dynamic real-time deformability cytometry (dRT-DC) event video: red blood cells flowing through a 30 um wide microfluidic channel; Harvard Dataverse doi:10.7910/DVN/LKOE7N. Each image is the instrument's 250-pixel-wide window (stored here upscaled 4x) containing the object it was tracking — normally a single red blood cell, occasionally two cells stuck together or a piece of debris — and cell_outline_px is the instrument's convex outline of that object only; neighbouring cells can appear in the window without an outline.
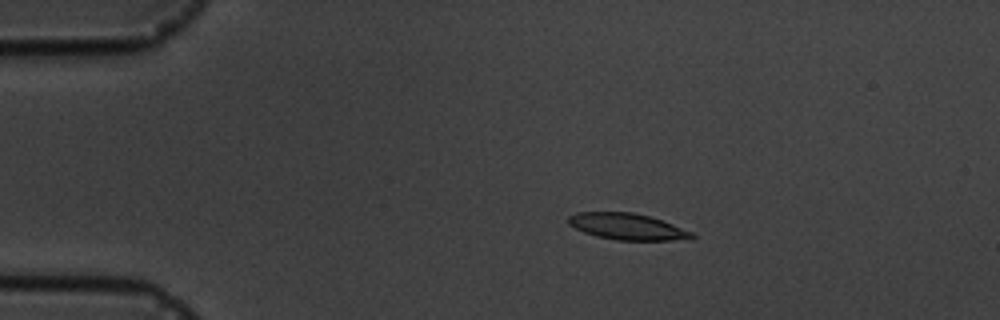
{"species": "common noctule bat (a hibernating species)", "species_latin": "Nyctalus noctula", "temperature_condition": "cold", "stored_images_in_passage": 6, "camera_frame_rate_fps": 3000, "um_per_image_px": 0.085, "animal": {"sex": "male", "body_mass_g": 19.5, "forearm_length_mm": 54.6}, "frame": {"image": 1, "passage_image": 2, "time_ms": 1.333, "image_size_px": [1000, 320], "cell_outline_px": [[696, 236], [692, 240], [616, 240], [596, 236], [584, 232], [568, 224], [568, 216], [576, 212], [632, 212], [648, 216], [672, 224], [692, 232]], "centroid_in_image_um": [53.33, 19.27], "position_along_channel_um": 31.7, "area_um2": 18.96}}
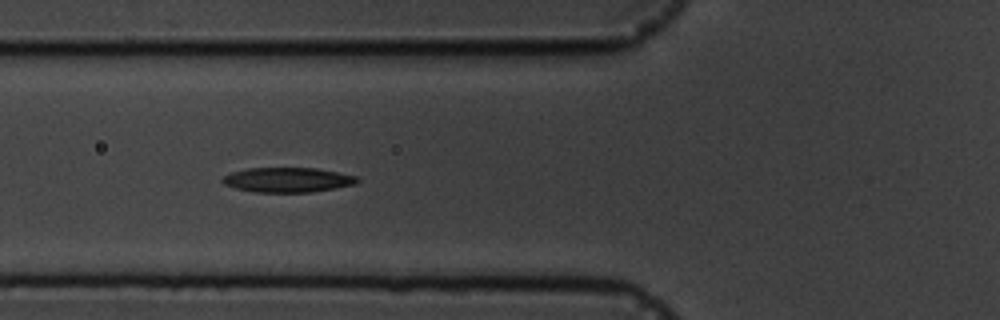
{"frame": {"image": 2, "passage_image": 5, "time_ms": 4.667, "image_size_px": [1000, 320], "cell_outline_px": [[360, 180], [356, 184], [336, 188], [312, 192], [252, 192], [236, 188], [224, 184], [220, 180], [224, 176], [232, 172], [248, 168], [316, 168], [356, 176]], "centroid_in_image_um": [24.44, 15.29], "position_along_channel_um": 101.4, "area_um2": 19.42}}
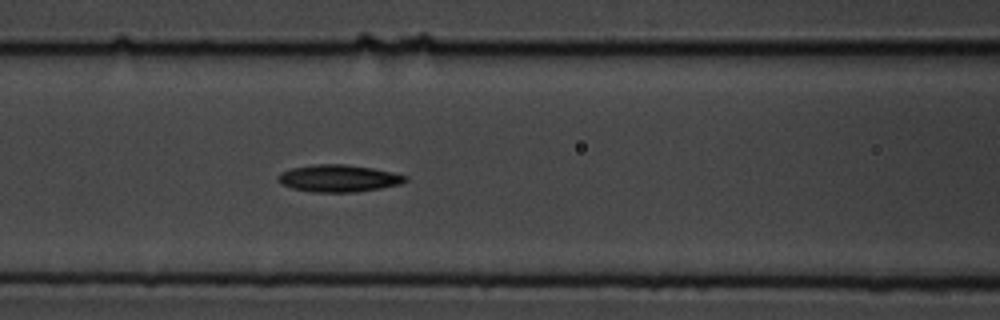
{"frame": {"image": 3, "passage_image": 6, "time_ms": 5.667, "image_size_px": [1000, 320], "cell_outline_px": [[408, 180], [400, 184], [380, 188], [356, 192], [312, 192], [292, 188], [280, 184], [276, 180], [276, 176], [280, 172], [292, 168], [316, 164], [344, 164], [372, 168], [392, 172], [408, 176]], "centroid_in_image_um": [28.74, 15.16], "position_along_channel_um": 137.9, "area_um2": 20.23}}